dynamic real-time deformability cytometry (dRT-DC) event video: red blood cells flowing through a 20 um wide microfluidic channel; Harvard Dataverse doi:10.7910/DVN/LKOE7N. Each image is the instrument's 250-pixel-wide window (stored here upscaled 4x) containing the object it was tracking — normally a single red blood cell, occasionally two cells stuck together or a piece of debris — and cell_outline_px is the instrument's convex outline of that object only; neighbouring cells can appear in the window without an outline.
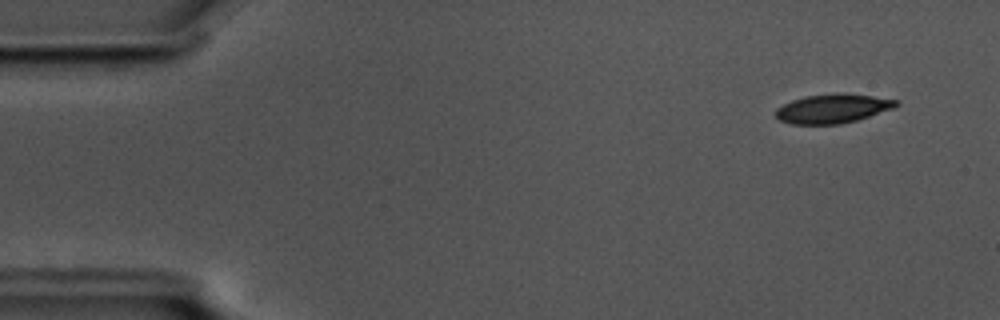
{"species": "common noctule bat (a hibernating species)", "species_latin": "Nyctalus noctula", "temperature_condition": "cold", "stored_images_in_passage": 54, "camera_frame_rate_fps": 3000, "um_per_image_px": 0.085, "animal": {"sex": "male", "body_mass_g": 17.5, "forearm_length_mm": 52.3}, "frame": {"image": 1, "passage_image": 2, "time_ms": 0.333, "image_size_px": [1000, 320], "cell_outline_px": [[900, 104], [892, 108], [856, 120], [840, 124], [792, 124], [780, 120], [776, 116], [776, 108], [792, 100], [804, 96], [836, 92], [848, 92], [900, 100]], "centroid_in_image_um": [70.79, 9.2], "position_along_channel_um": 14.2, "area_um2": 20.58}}
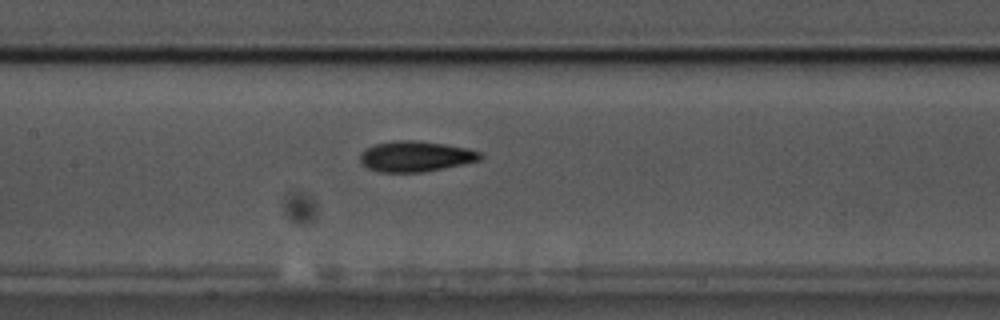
{"frame": {"image": 2, "passage_image": 24, "time_ms": 7.667, "image_size_px": [1000, 320], "cell_outline_px": [[484, 156], [480, 160], [444, 168], [424, 172], [380, 172], [368, 168], [360, 164], [360, 152], [364, 148], [376, 144], [392, 140], [420, 140], [468, 148], [480, 152]], "centroid_in_image_um": [35.3, 13.28], "position_along_channel_um": 172.1, "area_um2": 21.68}}
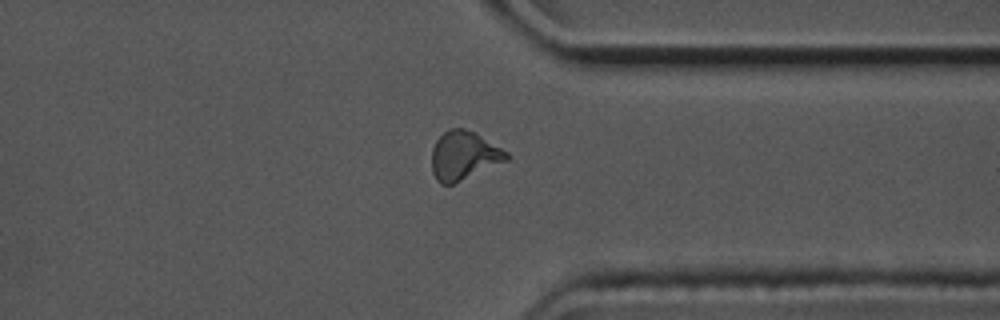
{"frame": {"image": 3, "passage_image": 41, "time_ms": 13.333, "image_size_px": [1000, 320], "cell_outline_px": [[512, 156], [508, 160], [452, 184], [440, 184], [436, 180], [432, 172], [432, 148], [436, 140], [448, 128], [464, 128], [480, 136], [508, 152]], "centroid_in_image_um": [39.41, 13.23], "position_along_channel_um": 372.0, "area_um2": 21.04}, "authors_computed_cell_mechanics": {"area_um2": 21.1837, "velocity_mm_per_s": 3.5756, "shape_relaxation_time_tau1_ms": 2.6878, "shape_relaxation_time_tau2_ms": 3.4864, "deformation_change_tau1": 0.1384, "deformation_change_tau2": 0.1048}}